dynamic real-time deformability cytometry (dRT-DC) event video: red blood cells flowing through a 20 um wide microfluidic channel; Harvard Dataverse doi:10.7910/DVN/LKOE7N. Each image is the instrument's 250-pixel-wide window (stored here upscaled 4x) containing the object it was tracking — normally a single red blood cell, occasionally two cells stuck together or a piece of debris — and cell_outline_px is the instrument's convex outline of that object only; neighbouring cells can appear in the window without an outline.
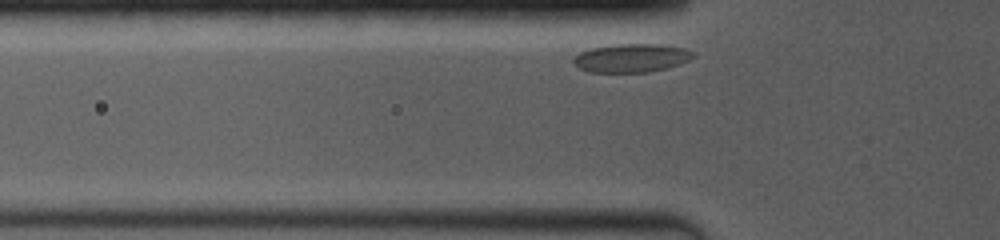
{"species": "common noctule bat (a hibernating species)", "species_latin": "Nyctalus noctula", "temperature_condition": "room temperature", "stored_images_in_passage": 12, "camera_frame_rate_fps": 4000, "um_per_image_px": 0.085, "animal": {"sex": "female", "body_mass_g": 19.0, "forearm_length_mm": 53.3}, "frame": {"image": 1, "passage_image": 2, "time_ms": 0.25, "image_size_px": [1000, 240], "cell_outline_px": [[696, 56], [688, 60], [668, 68], [648, 72], [592, 72], [580, 68], [572, 64], [572, 60], [580, 52], [592, 48], [616, 44], [660, 44], [684, 48], [696, 52]], "centroid_in_image_um": [53.7, 4.93], "position_along_channel_um": 72.1, "area_um2": 19.88}}
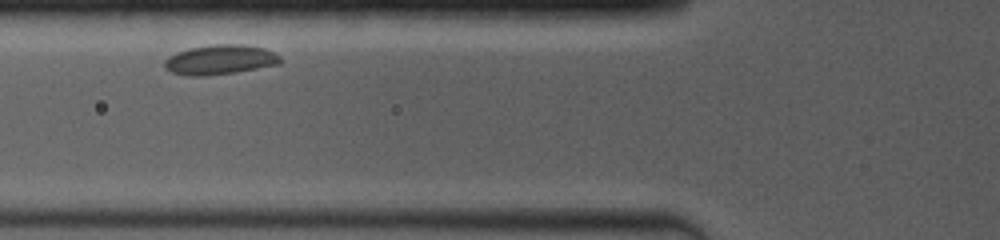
{"frame": {"image": 2, "passage_image": 5, "time_ms": 1.25, "image_size_px": [1000, 240], "cell_outline_px": [[280, 64], [236, 72], [196, 76], [192, 76], [172, 72], [164, 68], [164, 60], [168, 56], [176, 52], [188, 48], [212, 44], [244, 44], [264, 48], [280, 56]], "centroid_in_image_um": [18.68, 5.06], "position_along_channel_um": 107.1, "area_um2": 20.0}}
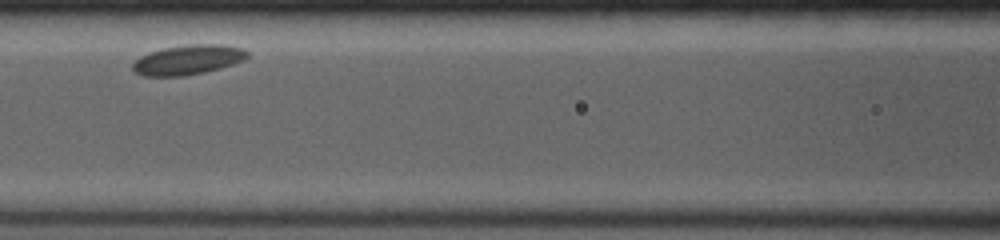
{"frame": {"image": 3, "passage_image": 9, "time_ms": 2.5, "image_size_px": [1000, 240], "cell_outline_px": [[248, 56], [244, 60], [220, 68], [204, 72], [184, 76], [144, 76], [136, 72], [132, 68], [132, 64], [140, 56], [164, 48], [188, 44], [224, 44], [244, 48], [248, 52]], "centroid_in_image_um": [16.01, 5.07], "position_along_channel_um": 150.6, "area_um2": 19.83}}